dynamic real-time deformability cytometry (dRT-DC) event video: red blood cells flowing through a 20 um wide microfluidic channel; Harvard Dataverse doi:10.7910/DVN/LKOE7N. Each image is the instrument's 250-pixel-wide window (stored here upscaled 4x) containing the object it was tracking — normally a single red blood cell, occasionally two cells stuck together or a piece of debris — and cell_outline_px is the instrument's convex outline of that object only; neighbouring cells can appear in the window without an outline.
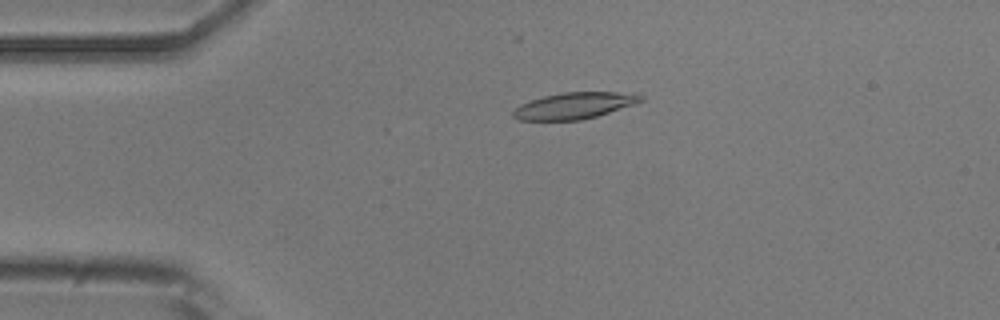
{"species": "common noctule bat (a hibernating species)", "species_latin": "Nyctalus noctula", "temperature_condition": "room temperature", "stored_images_in_passage": 4, "camera_frame_rate_fps": 3000, "um_per_image_px": 0.085, "animal": {"sex": "male", "body_mass_g": 20.5, "forearm_length_mm": 52.5}, "frame": {"image": 1, "passage_image": 3, "time_ms": 3.0, "image_size_px": [1000, 320], "cell_outline_px": [[644, 100], [596, 116], [580, 120], [516, 120], [512, 116], [512, 112], [520, 104], [544, 96], [564, 92], [640, 92], [644, 96]], "centroid_in_image_um": [48.84, 8.97], "position_along_channel_um": 36.2, "area_um2": 19.59}}